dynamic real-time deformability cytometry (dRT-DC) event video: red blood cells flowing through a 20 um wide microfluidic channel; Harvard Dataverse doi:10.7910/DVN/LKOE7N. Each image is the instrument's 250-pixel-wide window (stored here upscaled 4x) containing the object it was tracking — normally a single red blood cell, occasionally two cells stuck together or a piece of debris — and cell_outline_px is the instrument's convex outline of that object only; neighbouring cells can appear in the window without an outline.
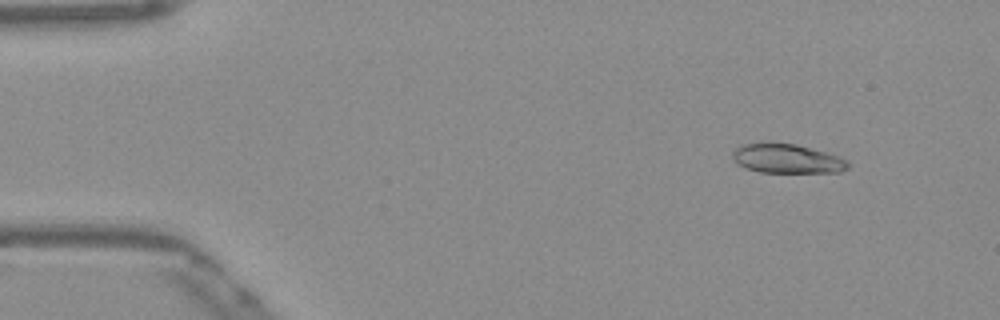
{"species": "Egyptian fruit bat (a non-hibernating species)", "species_latin": "Rousettus aegyptiacus", "temperature_condition": "warm", "stored_images_in_passage": 53, "camera_frame_rate_fps": 3000, "um_per_image_px": 0.085, "frame": {"image": 1, "passage_image": 6, "time_ms": 1.667, "image_size_px": [1000, 320], "cell_outline_px": [[848, 168], [840, 172], [760, 172], [744, 168], [736, 164], [732, 160], [732, 152], [736, 148], [744, 144], [764, 140], [796, 144], [824, 152], [848, 160]], "centroid_in_image_um": [66.8, 13.46], "position_along_channel_um": 18.2, "area_um2": 20.06}}
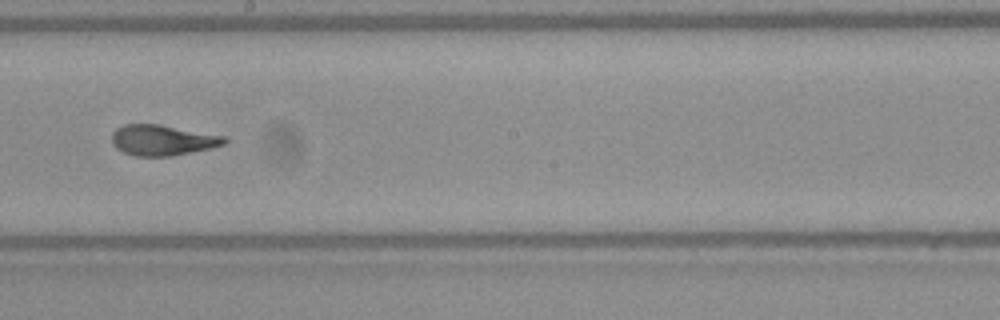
{"frame": {"image": 2, "passage_image": 30, "time_ms": 9.667, "image_size_px": [1000, 320], "cell_outline_px": [[228, 140], [224, 144], [212, 148], [172, 156], [136, 156], [124, 152], [116, 148], [112, 144], [112, 132], [116, 128], [124, 124], [160, 124], [224, 136]], "centroid_in_image_um": [13.8, 11.91], "position_along_channel_um": 234.4, "area_um2": 20.11}}
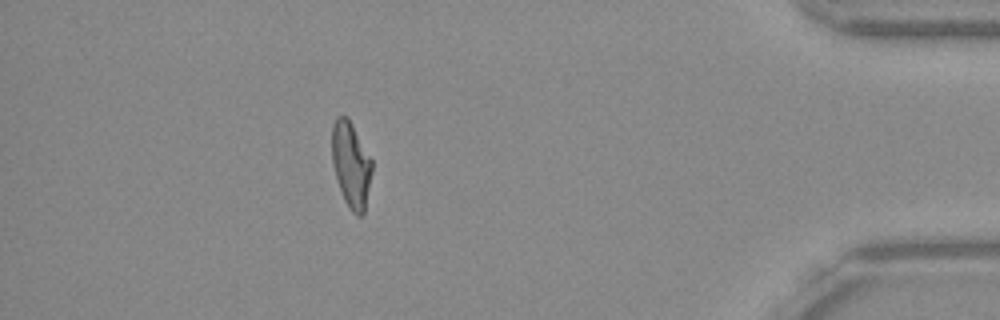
{"frame": {"image": 3, "passage_image": 47, "time_ms": 15.333, "image_size_px": [1000, 320], "cell_outline_px": [[372, 172], [364, 216], [356, 216], [352, 212], [344, 200], [332, 164], [332, 124], [336, 116], [348, 116], [372, 160]], "centroid_in_image_um": [29.84, 14.0], "position_along_channel_um": 405.4, "area_um2": 20.11}, "authors_computed_cell_mechanics": {"area_um2": 20.2878, "velocity_mm_per_s": 3.8756, "shape_relaxation_time_tau1_ms": 8.4167, "shape_relaxation_time_tau2_ms": 1.2362, "deformation_change_tau1": 0.2592, "deformation_change_tau2": 0.0802}}